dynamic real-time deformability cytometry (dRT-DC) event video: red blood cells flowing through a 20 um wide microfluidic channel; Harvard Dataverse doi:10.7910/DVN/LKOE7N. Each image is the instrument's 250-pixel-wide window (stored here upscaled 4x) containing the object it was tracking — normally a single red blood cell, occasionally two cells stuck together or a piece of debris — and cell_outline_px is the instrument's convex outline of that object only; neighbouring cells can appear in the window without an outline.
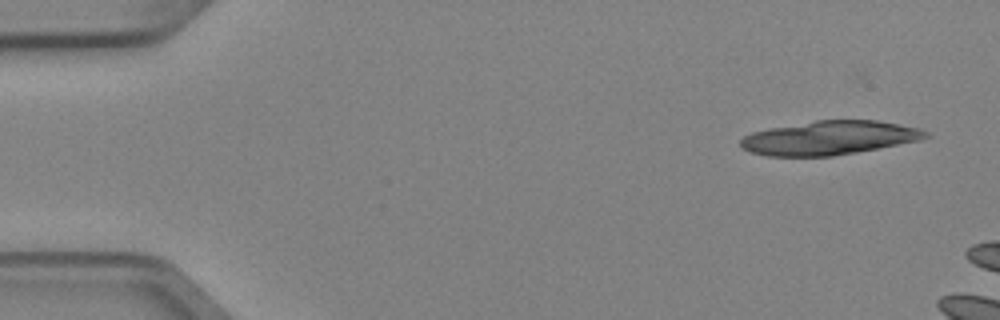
{"species": "Egyptian fruit bat (a non-hibernating species)", "species_latin": "Rousettus aegyptiacus", "temperature_condition": "cold", "stored_images_in_passage": 3, "camera_frame_rate_fps": 3000, "um_per_image_px": 0.085, "animal": {"sex": "female"}, "frame": {"image": 1, "passage_image": 1, "time_ms": 0.0, "image_size_px": [1000, 320], "cell_outline_px": [[932, 136], [920, 140], [856, 152], [832, 156], [764, 156], [752, 152], [744, 148], [740, 144], [740, 140], [744, 136], [752, 132], [768, 128], [816, 120], [876, 120], [900, 124], [920, 128], [928, 132]], "centroid_in_image_um": [70.51, 11.71], "position_along_channel_um": 14.5, "area_um2": 36.53}}